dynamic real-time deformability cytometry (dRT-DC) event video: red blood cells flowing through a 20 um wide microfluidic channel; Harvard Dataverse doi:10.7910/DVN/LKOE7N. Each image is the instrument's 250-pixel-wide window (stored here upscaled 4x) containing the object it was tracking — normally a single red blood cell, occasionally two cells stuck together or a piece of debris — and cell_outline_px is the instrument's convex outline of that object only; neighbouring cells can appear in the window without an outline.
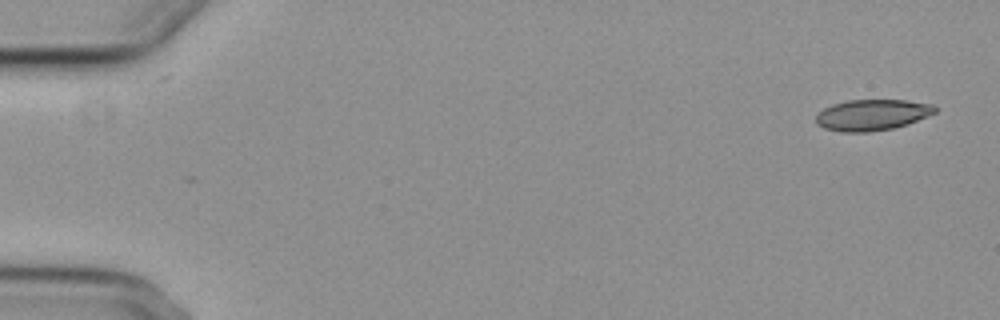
{"species": "common noctule bat (a hibernating species)", "species_latin": "Nyctalus noctula", "temperature_condition": "cold", "stored_images_in_passage": 10, "camera_frame_rate_fps": 3000, "um_per_image_px": 0.085, "animal": {"sex": "female", "body_mass_g": 29.2, "forearm_length_mm": 56.3}, "frame": {"image": 1, "passage_image": 1, "time_ms": 0.0, "image_size_px": [1000, 320], "cell_outline_px": [[936, 112], [928, 116], [908, 124], [892, 128], [868, 132], [840, 132], [824, 128], [816, 124], [816, 116], [824, 108], [832, 104], [848, 100], [904, 100], [932, 104], [936, 108]], "centroid_in_image_um": [74.12, 9.77], "position_along_channel_um": 10.9, "area_um2": 21.5}}
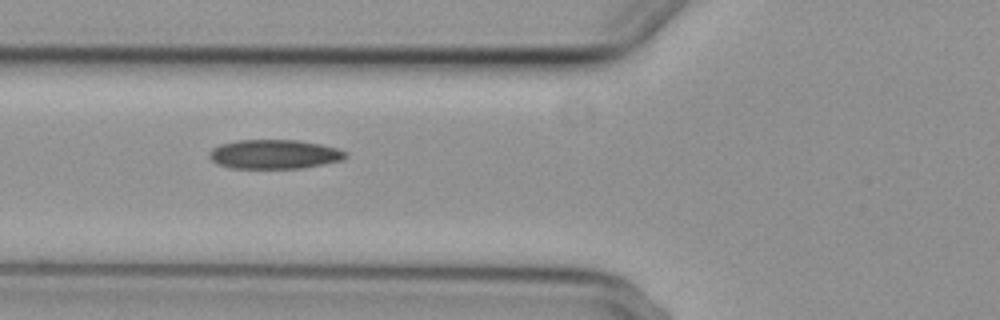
{"frame": {"image": 2, "passage_image": 6, "time_ms": 6.333, "image_size_px": [1000, 320], "cell_outline_px": [[348, 156], [340, 160], [300, 168], [228, 168], [216, 164], [208, 156], [208, 152], [212, 148], [220, 144], [236, 140], [296, 140], [320, 144], [336, 148], [344, 152]], "centroid_in_image_um": [23.22, 13.11], "position_along_channel_um": 102.6, "area_um2": 23.06}}
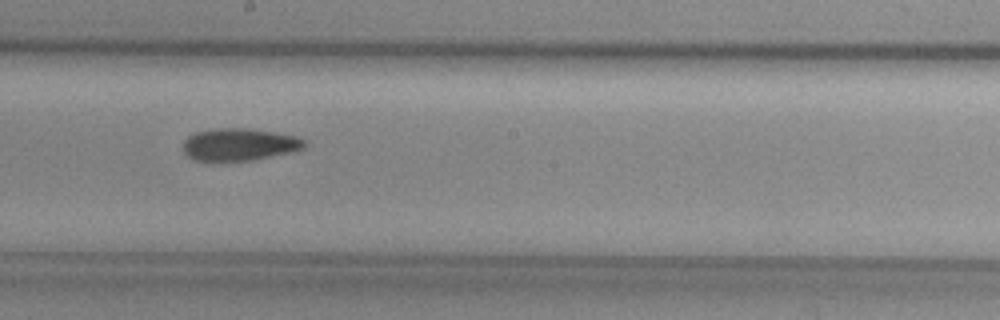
{"frame": {"image": 3, "passage_image": 9, "time_ms": 9.667, "image_size_px": [1000, 320], "cell_outline_px": [[308, 144], [304, 148], [292, 152], [252, 160], [196, 160], [188, 156], [184, 152], [184, 140], [188, 136], [196, 132], [216, 128], [248, 128], [276, 132], [296, 136], [304, 140]], "centroid_in_image_um": [20.38, 12.26], "position_along_channel_um": 227.8, "area_um2": 22.77}}